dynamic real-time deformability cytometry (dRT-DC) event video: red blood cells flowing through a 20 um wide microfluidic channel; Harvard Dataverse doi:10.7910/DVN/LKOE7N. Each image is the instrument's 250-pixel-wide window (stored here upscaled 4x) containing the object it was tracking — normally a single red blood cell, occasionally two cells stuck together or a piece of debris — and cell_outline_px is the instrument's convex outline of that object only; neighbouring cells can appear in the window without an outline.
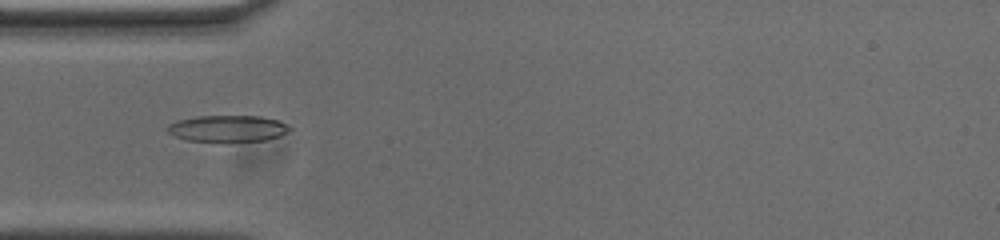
{"species": "common noctule bat (a hibernating species)", "species_latin": "Nyctalus noctula", "temperature_condition": "cold", "stored_images_in_passage": 53, "camera_frame_rate_fps": 3000, "um_per_image_px": 0.085, "animal": {"sex": "male", "body_mass_g": 20.0, "forearm_length_mm": 53.3}, "frame": {"image": 1, "passage_image": 15, "time_ms": 4.667, "image_size_px": [1000, 240], "cell_outline_px": [[292, 128], [280, 136], [264, 140], [184, 140], [172, 136], [168, 132], [168, 124], [176, 120], [196, 116], [260, 116], [276, 120]], "centroid_in_image_um": [19.29, 10.9], "position_along_channel_um": 65.7, "area_um2": 18.44}}
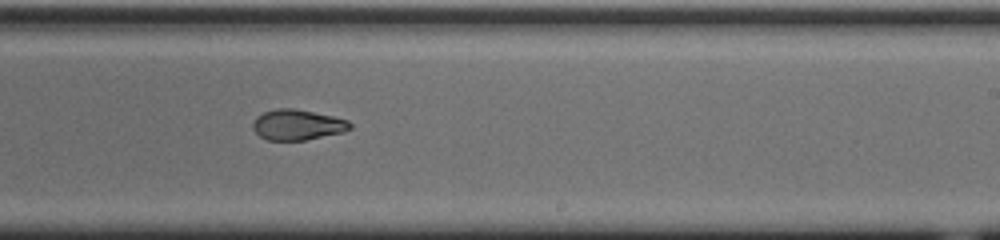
{"frame": {"image": 2, "passage_image": 31, "time_ms": 10.0, "image_size_px": [1000, 240], "cell_outline_px": [[352, 128], [344, 132], [304, 140], [268, 140], [260, 136], [252, 128], [252, 124], [256, 116], [264, 112], [276, 108], [296, 108], [332, 116], [348, 120], [352, 124]], "centroid_in_image_um": [25.28, 10.6], "position_along_channel_um": 263.7, "area_um2": 17.34}}
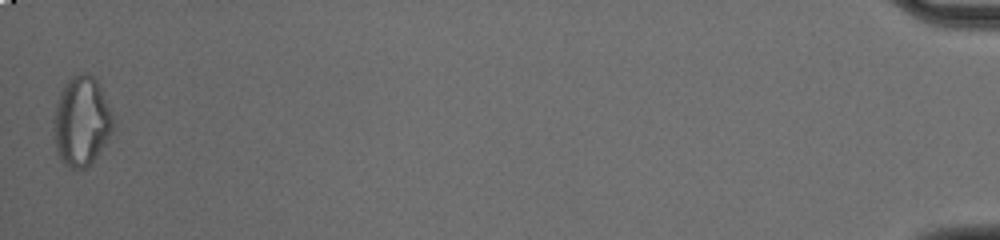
{"frame": {"image": 3, "passage_image": 53, "time_ms": 17.333, "image_size_px": [1000, 240], "cell_outline_px": [[112, 128], [104, 144], [92, 164], [88, 168], [68, 168], [60, 160], [56, 148], [52, 128], [52, 120], [56, 104], [60, 92], [64, 84], [72, 76], [80, 72], [88, 72], [96, 80], [100, 88], [112, 116]], "centroid_in_image_um": [6.87, 10.33], "position_along_channel_um": 428.3, "area_um2": 30.87}, "authors_computed_cell_mechanics": {"area_um2": 18.1492, "velocity_mm_per_s": 3.7039, "shape_relaxation_time_tau1_ms": null, "shape_relaxation_time_tau2_ms": 3.3252, "deformation_change_tau1": null, "deformation_change_tau2": 0.0885}}